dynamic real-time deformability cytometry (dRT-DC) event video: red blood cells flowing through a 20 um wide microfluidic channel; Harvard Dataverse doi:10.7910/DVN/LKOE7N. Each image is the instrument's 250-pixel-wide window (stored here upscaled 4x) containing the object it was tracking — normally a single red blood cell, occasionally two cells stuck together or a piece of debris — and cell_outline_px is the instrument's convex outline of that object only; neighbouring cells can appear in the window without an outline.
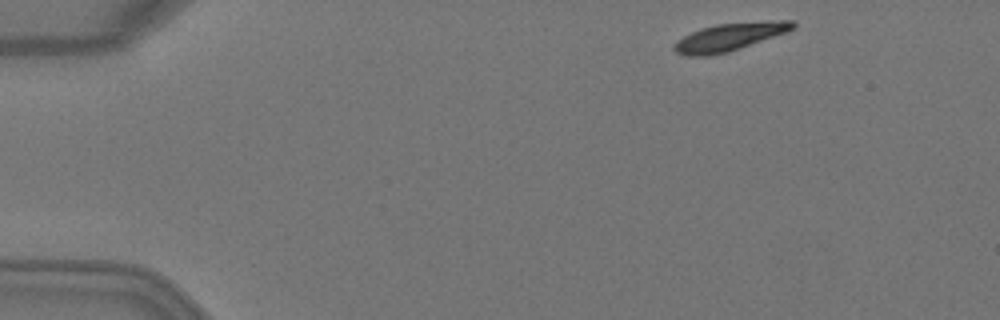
{"species": "Egyptian fruit bat (a non-hibernating species)", "species_latin": "Rousettus aegyptiacus", "temperature_condition": "warm", "stored_images_in_passage": 4, "camera_frame_rate_fps": 3000, "um_per_image_px": 0.085, "animal": {"sex": "female"}, "frame": {"image": 1, "passage_image": 1, "time_ms": 0.0, "image_size_px": [1000, 320], "cell_outline_px": [[796, 28], [788, 32], [728, 52], [708, 56], [688, 56], [676, 52], [672, 48], [672, 44], [676, 40], [700, 28], [716, 24], [768, 20], [796, 20]], "centroid_in_image_um": [62.04, 3.12], "position_along_channel_um": 23.0, "area_um2": 19.54}}
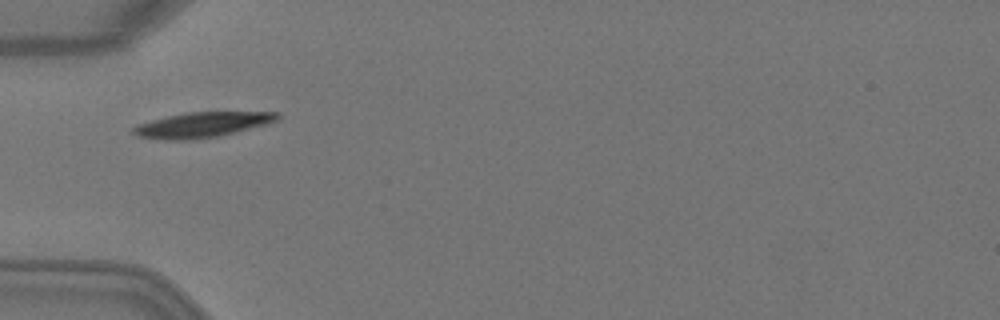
{"frame": {"image": 2, "passage_image": 4, "time_ms": 1.0, "image_size_px": [1000, 320], "cell_outline_px": [[280, 116], [276, 120], [268, 124], [216, 136], [192, 140], [164, 140], [136, 136], [132, 132], [132, 128], [136, 124], [184, 112], [280, 112]], "centroid_in_image_um": [17.14, 10.6], "position_along_channel_um": 67.9, "area_um2": 21.1}}